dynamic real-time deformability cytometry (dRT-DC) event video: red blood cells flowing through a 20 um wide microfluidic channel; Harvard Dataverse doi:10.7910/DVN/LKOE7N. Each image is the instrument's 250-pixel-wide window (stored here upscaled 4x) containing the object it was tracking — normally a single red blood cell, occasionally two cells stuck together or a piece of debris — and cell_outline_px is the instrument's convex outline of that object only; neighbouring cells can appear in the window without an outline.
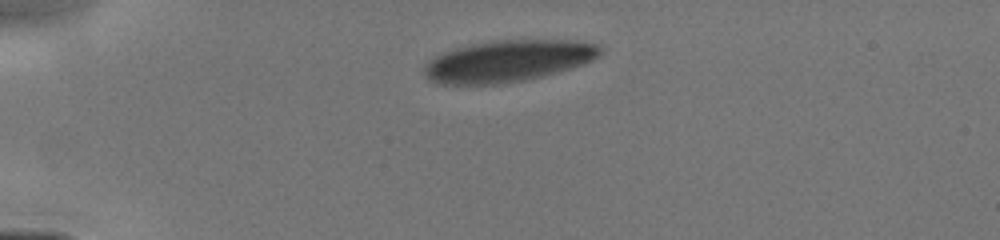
{"species": "human", "species_latin": "Homo sapiens", "temperature_condition": "cold", "stored_images_in_passage": 7, "camera_frame_rate_fps": 3000, "um_per_image_px": 0.085, "donor": {"sex": "male"}, "frame": {"image": 1, "passage_image": 1, "time_ms": 0.0, "image_size_px": [1000, 240], "cell_outline_px": [[600, 52], [592, 60], [568, 68], [540, 76], [524, 80], [496, 84], [436, 84], [428, 80], [424, 76], [424, 64], [428, 60], [440, 52], [472, 44], [492, 40], [576, 40], [600, 44]], "centroid_in_image_um": [43.08, 5.18], "position_along_channel_um": 41.9, "area_um2": 42.54}}